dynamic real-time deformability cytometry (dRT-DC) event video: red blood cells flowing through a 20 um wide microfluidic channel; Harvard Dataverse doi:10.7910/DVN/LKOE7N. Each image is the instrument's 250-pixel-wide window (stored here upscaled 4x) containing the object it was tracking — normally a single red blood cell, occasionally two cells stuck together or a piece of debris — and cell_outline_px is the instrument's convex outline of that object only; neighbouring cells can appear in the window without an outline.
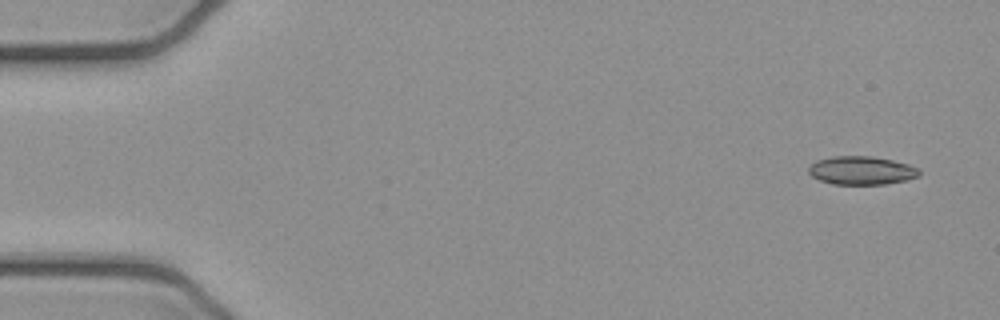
{"species": "common noctule bat (a hibernating species)", "species_latin": "Nyctalus noctula", "temperature_condition": "cold", "stored_images_in_passage": 6, "camera_frame_rate_fps": 3000, "um_per_image_px": 0.085, "animal": {"sex": "female", "body_mass_g": 21.9}, "frame": {"image": 1, "passage_image": 1, "time_ms": 0.0, "image_size_px": [1000, 320], "cell_outline_px": [[920, 176], [908, 180], [884, 184], [832, 184], [820, 180], [812, 176], [808, 172], [808, 168], [816, 160], [832, 156], [872, 156], [892, 160], [908, 164], [920, 168]], "centroid_in_image_um": [73.25, 14.49], "position_along_channel_um": 11.7, "area_um2": 18.44}}
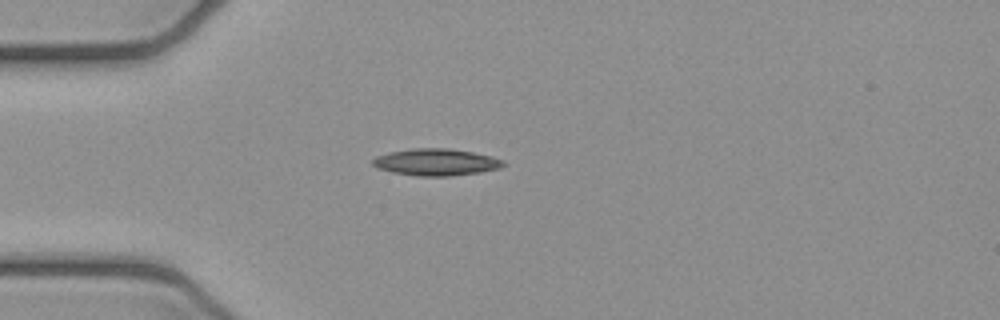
{"frame": {"image": 2, "passage_image": 4, "time_ms": 1.0, "image_size_px": [1000, 320], "cell_outline_px": [[504, 164], [500, 168], [480, 172], [452, 176], [416, 176], [392, 172], [376, 168], [372, 164], [372, 160], [376, 156], [388, 152], [412, 148], [448, 148], [472, 152], [492, 156], [504, 160]], "centroid_in_image_um": [37.04, 13.78], "position_along_channel_um": 48.0, "area_um2": 20.58}}
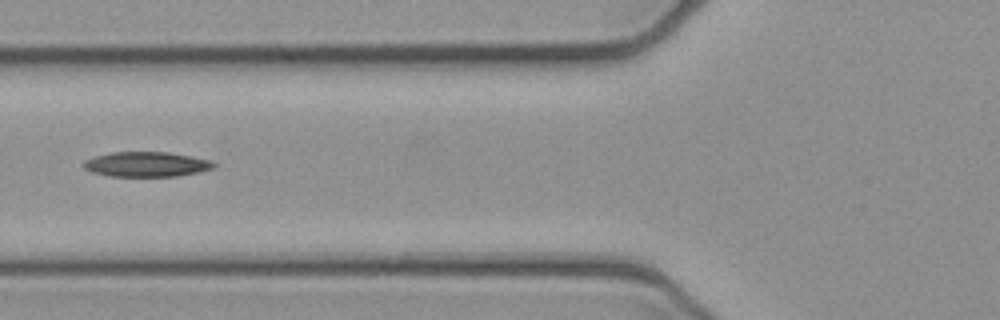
{"frame": {"image": 3, "passage_image": 6, "time_ms": 1.667, "image_size_px": [1000, 320], "cell_outline_px": [[216, 164], [212, 168], [200, 172], [176, 176], [108, 176], [92, 172], [84, 168], [84, 160], [96, 156], [112, 152], [168, 152], [192, 156], [212, 160]], "centroid_in_image_um": [12.47, 13.96], "position_along_channel_um": 113.3, "area_um2": 18.9}}